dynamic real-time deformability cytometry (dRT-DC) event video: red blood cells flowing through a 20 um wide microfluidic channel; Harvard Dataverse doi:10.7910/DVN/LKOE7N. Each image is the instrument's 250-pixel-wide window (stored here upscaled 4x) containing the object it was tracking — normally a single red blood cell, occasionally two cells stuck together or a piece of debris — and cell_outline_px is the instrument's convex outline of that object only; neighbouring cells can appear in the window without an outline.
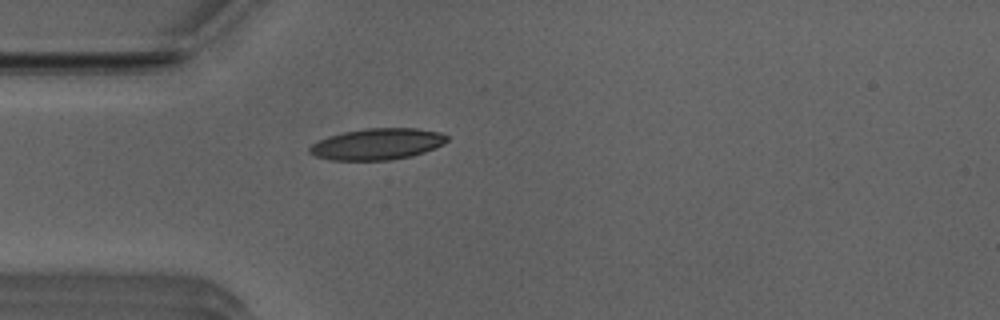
{"species": "Egyptian fruit bat (a non-hibernating species)", "species_latin": "Rousettus aegyptiacus", "temperature_condition": "room temperature", "stored_images_in_passage": 40, "camera_frame_rate_fps": 3000, "um_per_image_px": 0.085, "animal": {"sex": "male"}, "frame": {"image": 1, "passage_image": 2, "time_ms": 0.333, "image_size_px": [1000, 320], "cell_outline_px": [[448, 140], [444, 144], [436, 148], [412, 156], [388, 160], [332, 160], [316, 156], [308, 152], [308, 148], [312, 144], [328, 136], [344, 132], [364, 128], [416, 128], [440, 132], [448, 136]], "centroid_in_image_um": [32.09, 12.24], "position_along_channel_um": 52.9, "area_um2": 25.14}}
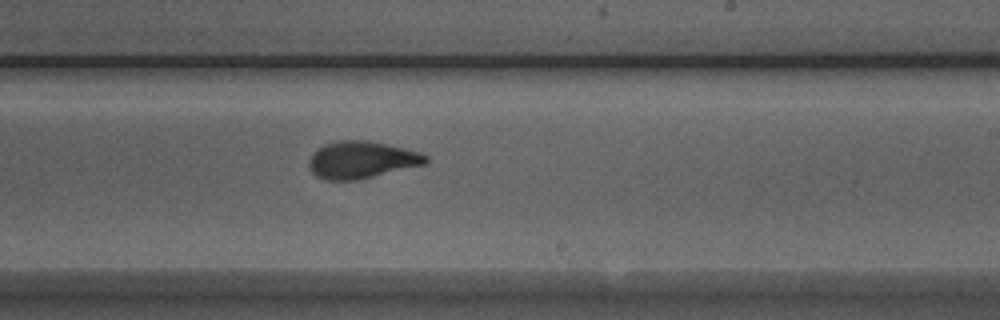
{"frame": {"image": 2, "passage_image": 18, "time_ms": 5.667, "image_size_px": [1000, 320], "cell_outline_px": [[428, 160], [424, 164], [356, 180], [328, 180], [316, 176], [312, 172], [308, 164], [308, 160], [312, 152], [316, 148], [324, 144], [340, 140], [368, 140], [404, 148], [420, 152], [428, 156]], "centroid_in_image_um": [30.68, 13.57], "position_along_channel_um": 258.3, "area_um2": 25.2}}
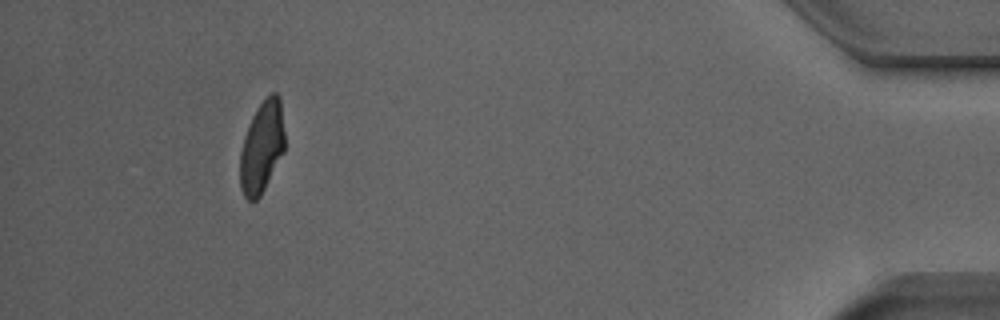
{"frame": {"image": 3, "passage_image": 35, "time_ms": 11.333, "image_size_px": [1000, 320], "cell_outline_px": [[284, 152], [260, 196], [256, 200], [248, 200], [244, 196], [240, 188], [240, 152], [244, 136], [248, 124], [256, 108], [272, 92], [276, 92], [280, 96], [284, 132]], "centroid_in_image_um": [22.25, 12.49], "position_along_channel_um": 412.9, "area_um2": 23.87}}